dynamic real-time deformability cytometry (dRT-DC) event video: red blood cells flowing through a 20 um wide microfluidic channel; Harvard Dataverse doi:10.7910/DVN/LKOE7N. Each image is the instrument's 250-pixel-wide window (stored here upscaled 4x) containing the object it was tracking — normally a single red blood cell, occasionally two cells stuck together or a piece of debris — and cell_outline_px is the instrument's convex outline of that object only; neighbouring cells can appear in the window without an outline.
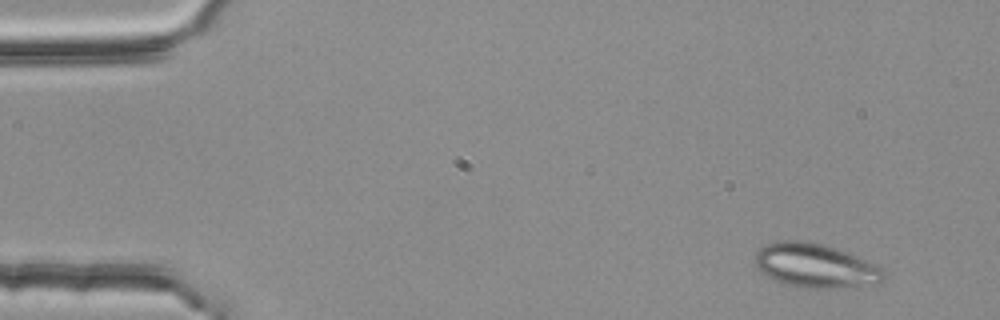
{"species": "common noctule bat (a hibernating species)", "species_latin": "Nyctalus noctula", "temperature_condition": "room temperature", "stored_images_in_passage": 3, "camera_frame_rate_fps": 3000, "um_per_image_px": 0.085, "animal": {"sex": "female", "body_mass_g": 25.1}, "frame": {"image": 1, "passage_image": 1, "time_ms": 0.0, "image_size_px": [1000, 320], "cell_outline_px": [[884, 280], [880, 284], [836, 288], [808, 288], [784, 284], [760, 272], [756, 268], [756, 252], [764, 244], [784, 240], [804, 240], [836, 248], [848, 252], [884, 268]], "centroid_in_image_um": [69.33, 22.58], "position_along_channel_um": 15.7, "area_um2": 33.23}}